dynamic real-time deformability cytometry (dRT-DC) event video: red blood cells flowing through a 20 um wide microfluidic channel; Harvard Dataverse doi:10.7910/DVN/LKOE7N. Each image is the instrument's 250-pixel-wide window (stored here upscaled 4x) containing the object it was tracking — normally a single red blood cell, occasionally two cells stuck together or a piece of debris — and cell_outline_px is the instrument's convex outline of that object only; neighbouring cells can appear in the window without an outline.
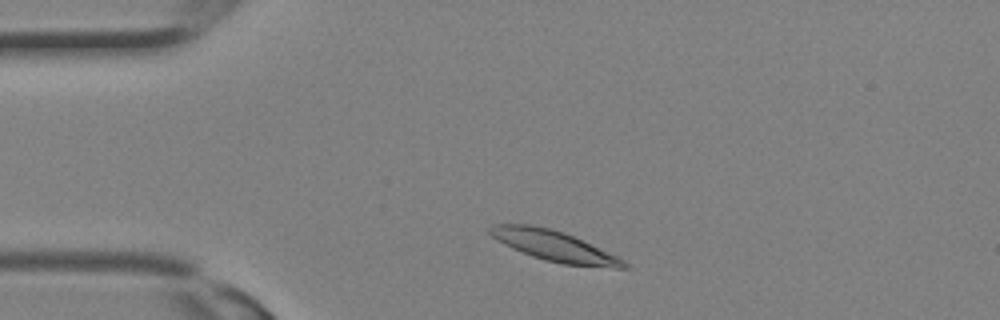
{"species": "Egyptian fruit bat (a non-hibernating species)", "species_latin": "Rousettus aegyptiacus", "temperature_condition": "room temperature", "stored_images_in_passage": 13, "camera_frame_rate_fps": 3000, "um_per_image_px": 0.085, "animal": {"sex": "female"}, "frame": {"image": 1, "passage_image": 1, "time_ms": 0.0, "image_size_px": [1000, 320], "cell_outline_px": [[628, 268], [612, 268], [564, 264], [544, 260], [532, 256], [512, 248], [504, 244], [492, 236], [488, 232], [488, 228], [496, 224], [532, 224], [552, 228], [564, 232], [616, 256], [624, 260], [628, 264]], "centroid_in_image_um": [47.08, 20.9], "position_along_channel_um": 37.9, "area_um2": 23.58}}
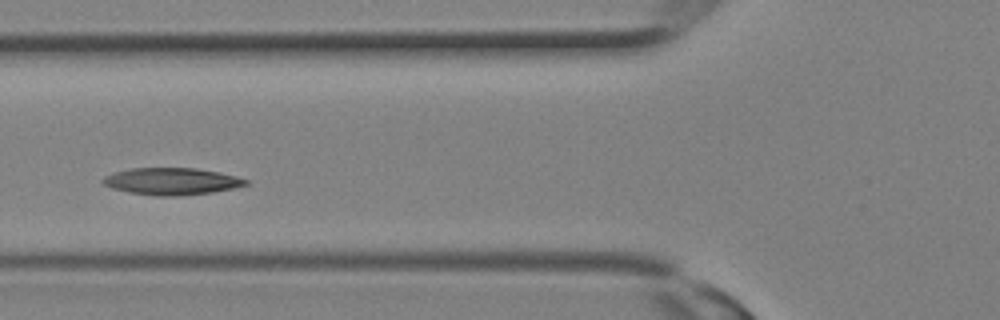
{"frame": {"image": 2, "passage_image": 6, "time_ms": 1.667, "image_size_px": [1000, 320], "cell_outline_px": [[248, 184], [232, 188], [212, 192], [180, 196], [156, 196], [128, 192], [112, 188], [104, 184], [100, 180], [104, 176], [116, 172], [132, 168], [196, 168], [220, 172], [236, 176], [248, 180]], "centroid_in_image_um": [14.58, 15.41], "position_along_channel_um": 111.2, "area_um2": 22.43}}
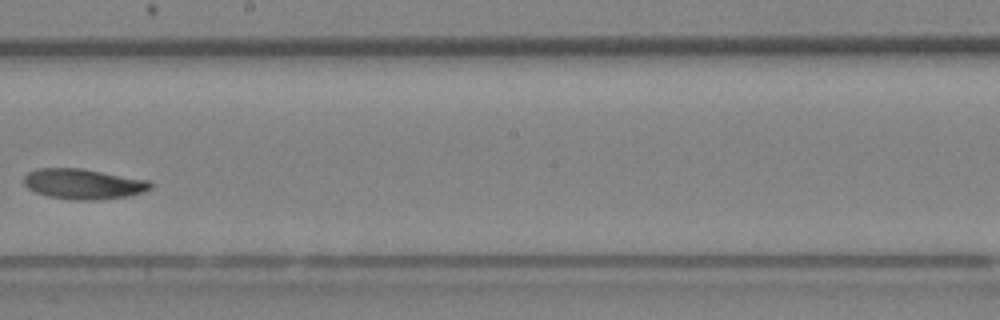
{"frame": {"image": 3, "passage_image": 12, "time_ms": 3.667, "image_size_px": [1000, 320], "cell_outline_px": [[152, 188], [144, 192], [128, 196], [88, 200], [76, 200], [48, 196], [36, 192], [28, 188], [24, 184], [24, 176], [28, 172], [40, 168], [80, 168], [148, 180], [152, 184]], "centroid_in_image_um": [7.08, 15.63], "position_along_channel_um": 241.1, "area_um2": 22.14}}